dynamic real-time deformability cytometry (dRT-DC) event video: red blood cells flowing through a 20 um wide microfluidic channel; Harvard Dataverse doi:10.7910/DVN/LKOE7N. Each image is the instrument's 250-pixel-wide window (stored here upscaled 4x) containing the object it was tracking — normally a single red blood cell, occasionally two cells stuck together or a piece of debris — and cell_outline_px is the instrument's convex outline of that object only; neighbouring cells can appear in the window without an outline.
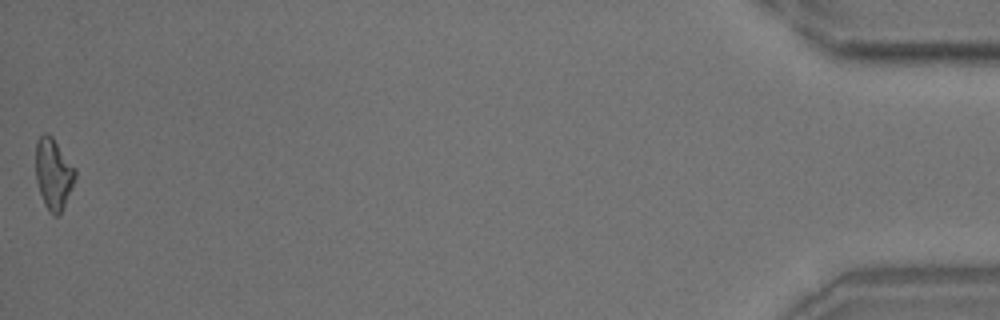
{"species": "common noctule bat (a hibernating species)", "species_latin": "Nyctalus noctula", "temperature_condition": "room temperature", "stored_images_in_passage": 41, "camera_frame_rate_fps": 3000, "um_per_image_px": 0.085, "animal": {"sex": "male", "body_mass_g": 18.8}, "frame": {"image": 1, "passage_image": 41, "time_ms": 13.333, "image_size_px": [1000, 320], "cell_outline_px": [[76, 176], [72, 188], [64, 208], [56, 216], [52, 216], [48, 212], [44, 204], [36, 180], [36, 140], [44, 132], [48, 132], [52, 136], [76, 168]], "centroid_in_image_um": [4.55, 14.77], "position_along_channel_um": 430.6, "area_um2": 16.59}, "authors_computed_cell_mechanics": {"area_um2": 16.5886, "velocity_mm_per_s": 3.7233, "shape_relaxation_time_tau1_ms": 6.9985, "shape_relaxation_time_tau2_ms": null, "deformation_change_tau1": 0.1842, "deformation_change_tau2": null}}